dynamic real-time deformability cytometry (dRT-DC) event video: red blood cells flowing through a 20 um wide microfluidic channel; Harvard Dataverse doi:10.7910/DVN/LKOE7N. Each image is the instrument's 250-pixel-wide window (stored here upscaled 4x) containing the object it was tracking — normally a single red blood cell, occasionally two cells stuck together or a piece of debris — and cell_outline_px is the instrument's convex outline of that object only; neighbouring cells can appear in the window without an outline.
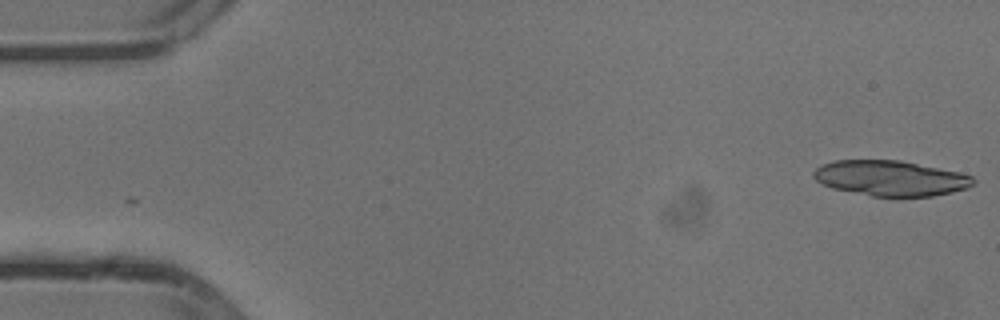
{"species": "common noctule bat (a hibernating species)", "species_latin": "Nyctalus noctula", "temperature_condition": "cold", "stored_images_in_passage": 51, "segment_of_instrument_passage": [1, 2], "camera_frame_rate_fps": 3000, "um_per_image_px": 0.085, "animal": {"sex": "male", "body_mass_g": 13.3}, "frame": {"image": 1, "passage_image": 1, "time_ms": 0.0, "image_size_px": [1000, 320], "cell_outline_px": [[968, 184], [960, 188], [928, 196], [880, 196], [840, 188], [828, 184], [820, 180], [816, 176], [816, 172], [820, 168], [828, 164], [840, 160], [888, 160], [912, 164], [952, 172], [968, 176]], "centroid_in_image_um": [75.63, 15.14], "position_along_channel_um": 9.4, "area_um2": 29.59}}